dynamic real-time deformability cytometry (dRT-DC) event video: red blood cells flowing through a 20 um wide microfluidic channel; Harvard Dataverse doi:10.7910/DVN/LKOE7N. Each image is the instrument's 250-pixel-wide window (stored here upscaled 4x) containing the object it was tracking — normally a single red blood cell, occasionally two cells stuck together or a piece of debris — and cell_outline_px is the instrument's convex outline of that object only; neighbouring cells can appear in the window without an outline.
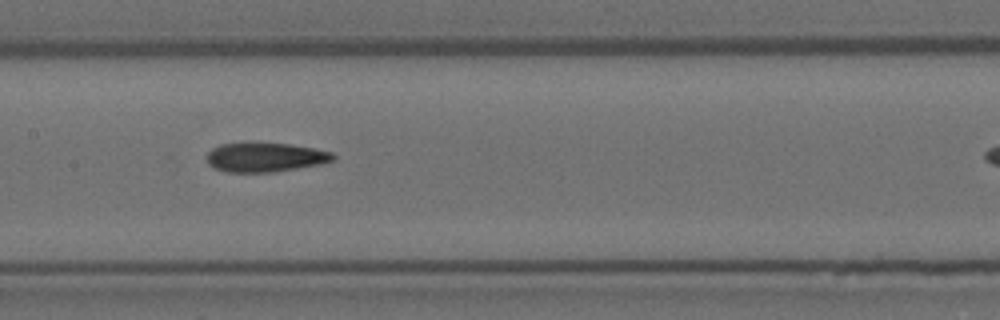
{"species": "Egyptian fruit bat (a non-hibernating species)", "species_latin": "Rousettus aegyptiacus", "temperature_condition": "room temperature", "stored_images_in_passage": 13, "camera_frame_rate_fps": 3000, "um_per_image_px": 0.085, "animal": {"sex": "female"}, "frame": {"image": 1, "passage_image": 6, "time_ms": 1.667, "image_size_px": [1000, 320], "cell_outline_px": [[336, 156], [332, 160], [320, 164], [272, 172], [224, 172], [208, 164], [208, 152], [212, 148], [220, 144], [248, 140], [288, 144], [312, 148], [332, 152]], "centroid_in_image_um": [22.48, 13.33], "position_along_channel_um": 184.9, "area_um2": 21.96}}
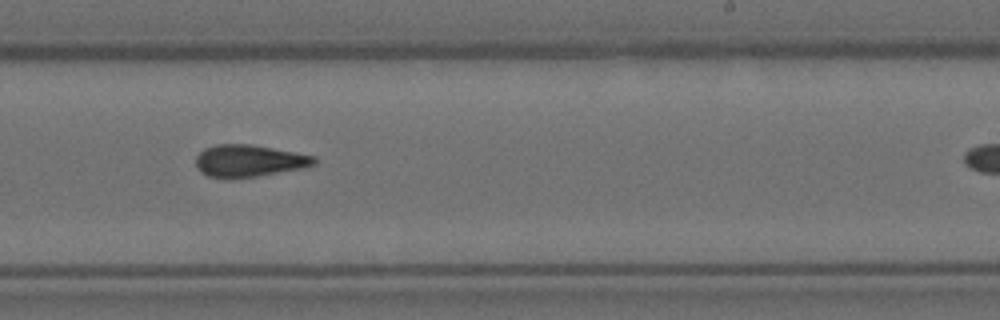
{"frame": {"image": 2, "passage_image": 8, "time_ms": 2.333, "image_size_px": [1000, 320], "cell_outline_px": [[316, 164], [300, 168], [256, 176], [228, 180], [208, 176], [200, 172], [196, 164], [196, 156], [204, 148], [216, 144], [248, 144], [272, 148], [316, 156]], "centroid_in_image_um": [21.11, 13.68], "position_along_channel_um": 267.9, "area_um2": 22.14}}
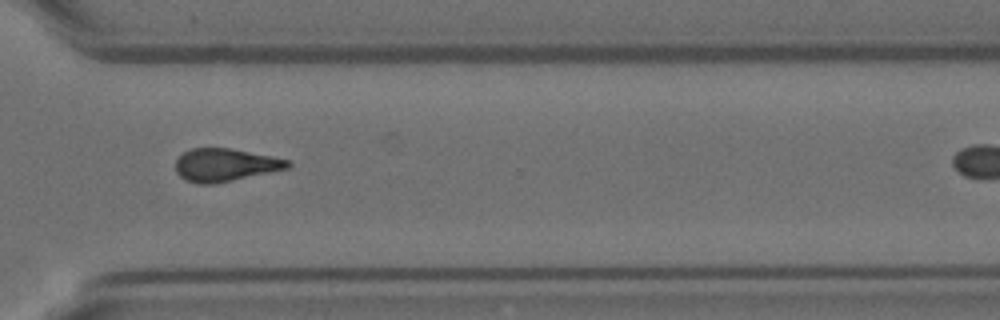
{"frame": {"image": 3, "passage_image": 10, "time_ms": 3.0, "image_size_px": [1000, 320], "cell_outline_px": [[292, 164], [288, 168], [216, 184], [200, 184], [184, 180], [176, 172], [176, 160], [184, 152], [192, 148], [228, 148], [272, 156], [288, 160]], "centroid_in_image_um": [19.12, 14.03], "position_along_channel_um": 351.5, "area_um2": 21.39}}